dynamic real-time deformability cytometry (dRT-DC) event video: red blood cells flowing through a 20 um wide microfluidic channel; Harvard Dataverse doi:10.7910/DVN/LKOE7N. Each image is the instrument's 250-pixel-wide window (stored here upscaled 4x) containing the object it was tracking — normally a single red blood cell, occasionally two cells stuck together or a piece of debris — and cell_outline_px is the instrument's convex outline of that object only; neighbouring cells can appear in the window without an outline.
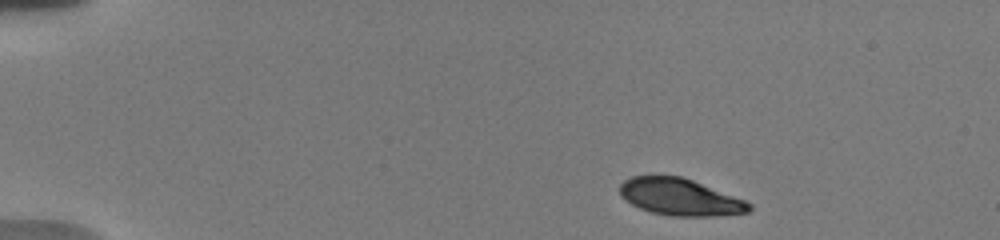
{"species": "human", "species_latin": "Homo sapiens", "temperature_condition": "warm", "stored_images_in_passage": 14, "camera_frame_rate_fps": 3000, "um_per_image_px": 0.085, "donor": {"sex": "male"}, "frame": {"image": 1, "passage_image": 1, "time_ms": 0.0, "image_size_px": [1000, 240], "cell_outline_px": [[752, 208], [748, 212], [716, 216], [672, 216], [652, 212], [640, 208], [624, 200], [620, 196], [620, 184], [624, 180], [632, 176], [680, 176], [692, 180], [744, 200], [752, 204]], "centroid_in_image_um": [57.78, 16.75], "position_along_channel_um": 27.2, "area_um2": 27.57}}
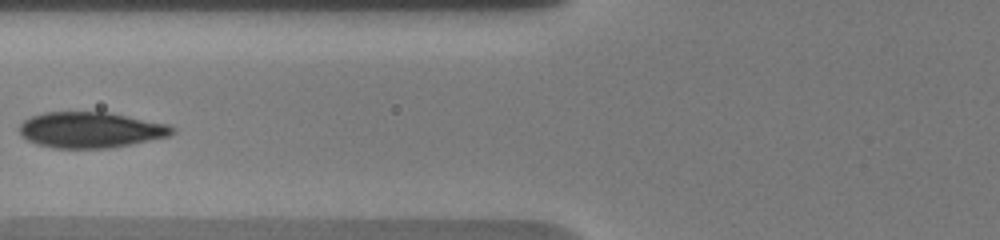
{"frame": {"image": 2, "passage_image": 8, "time_ms": 5.0, "image_size_px": [1000, 240], "cell_outline_px": [[176, 132], [168, 136], [108, 148], [52, 148], [28, 140], [20, 136], [20, 124], [24, 120], [32, 116], [44, 112], [108, 112], [168, 124], [176, 128]], "centroid_in_image_um": [7.69, 11.03], "position_along_channel_um": 118.1, "area_um2": 31.67}}
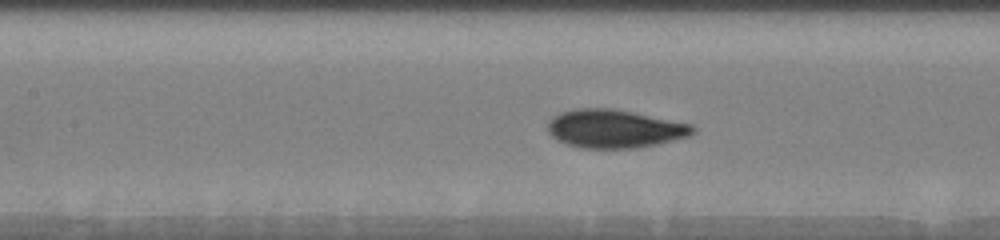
{"frame": {"image": 3, "passage_image": 12, "time_ms": 6.0, "image_size_px": [1000, 240], "cell_outline_px": [[696, 132], [688, 136], [656, 144], [636, 148], [580, 148], [564, 144], [552, 136], [548, 132], [548, 120], [552, 116], [560, 112], [580, 108], [612, 108], [692, 124], [696, 128]], "centroid_in_image_um": [52.21, 10.94], "position_along_channel_um": 155.2, "area_um2": 32.43}}